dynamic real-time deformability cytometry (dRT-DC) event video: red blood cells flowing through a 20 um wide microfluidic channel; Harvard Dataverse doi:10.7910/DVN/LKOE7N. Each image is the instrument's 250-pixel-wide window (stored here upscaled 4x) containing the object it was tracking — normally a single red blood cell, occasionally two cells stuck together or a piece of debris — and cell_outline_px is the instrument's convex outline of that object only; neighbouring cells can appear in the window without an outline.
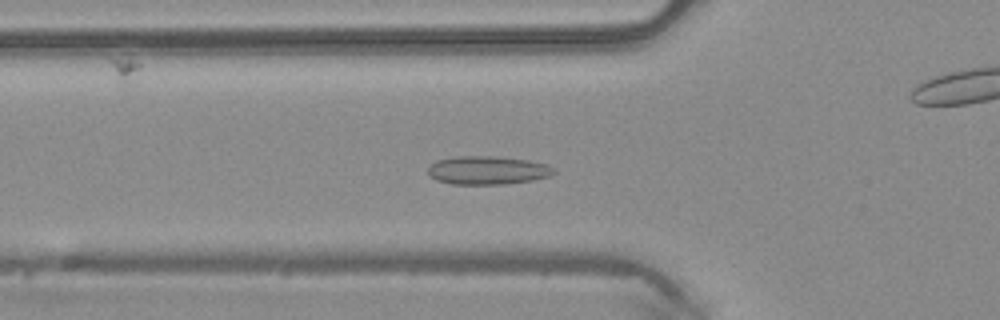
{"species": "common noctule bat (a hibernating species)", "species_latin": "Nyctalus noctula", "temperature_condition": "warm", "stored_images_in_passage": 50, "camera_frame_rate_fps": 3000, "um_per_image_px": 0.085, "animal": {"sex": "male", "body_mass_g": 20.4}, "frame": {"image": 1, "passage_image": 17, "time_ms": 5.333, "image_size_px": [1000, 320], "cell_outline_px": [[556, 172], [548, 176], [532, 180], [504, 184], [452, 184], [436, 180], [428, 176], [428, 168], [436, 160], [456, 156], [492, 156], [528, 160], [548, 164]], "centroid_in_image_um": [41.41, 14.47], "position_along_channel_um": 84.4, "area_um2": 20.81}}
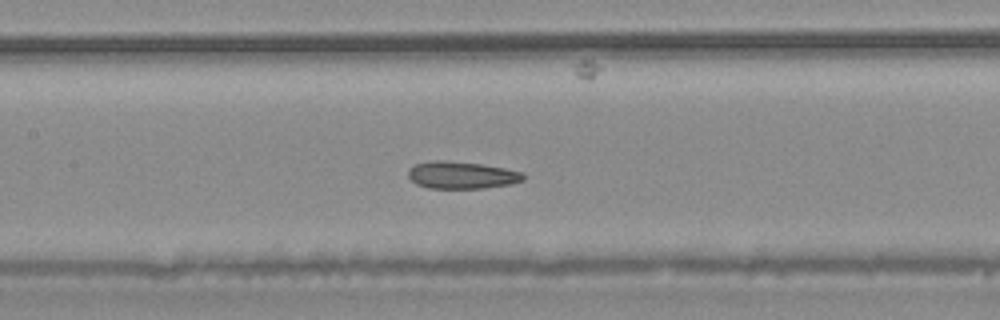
{"frame": {"image": 2, "passage_image": 23, "time_ms": 7.333, "image_size_px": [1000, 320], "cell_outline_px": [[524, 180], [512, 184], [484, 188], [428, 188], [416, 184], [408, 176], [408, 168], [416, 164], [436, 160], [444, 160], [480, 164], [504, 168], [524, 172]], "centroid_in_image_um": [39.25, 14.89], "position_along_channel_um": 168.2, "area_um2": 18.26}}
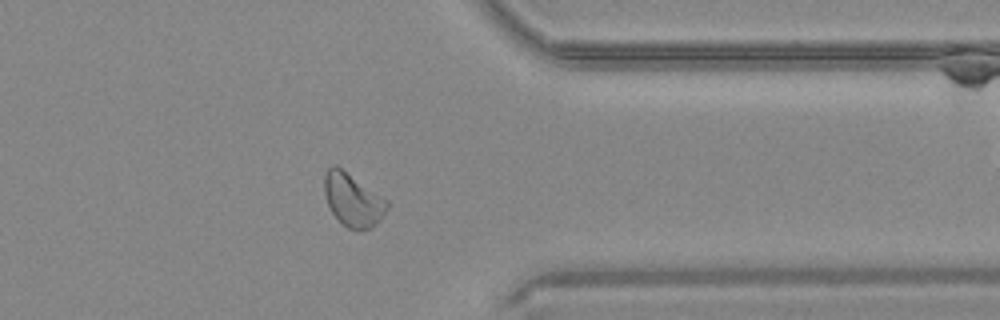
{"frame": {"image": 3, "passage_image": 39, "time_ms": 12.667, "image_size_px": [1000, 320], "cell_outline_px": [[388, 208], [380, 220], [372, 228], [356, 232], [348, 228], [332, 212], [328, 204], [324, 192], [324, 176], [328, 168], [332, 164], [336, 164], [388, 200]], "centroid_in_image_um": [30.0, 16.99], "position_along_channel_um": 381.4, "area_um2": 19.48}, "authors_computed_cell_mechanics": {"area_um2": 19.7965, "velocity_mm_per_s": 4.1569, "shape_relaxation_time_tau1_ms": null, "shape_relaxation_time_tau2_ms": 2.0733, "deformation_change_tau1": null, "deformation_change_tau2": 0.0526}}